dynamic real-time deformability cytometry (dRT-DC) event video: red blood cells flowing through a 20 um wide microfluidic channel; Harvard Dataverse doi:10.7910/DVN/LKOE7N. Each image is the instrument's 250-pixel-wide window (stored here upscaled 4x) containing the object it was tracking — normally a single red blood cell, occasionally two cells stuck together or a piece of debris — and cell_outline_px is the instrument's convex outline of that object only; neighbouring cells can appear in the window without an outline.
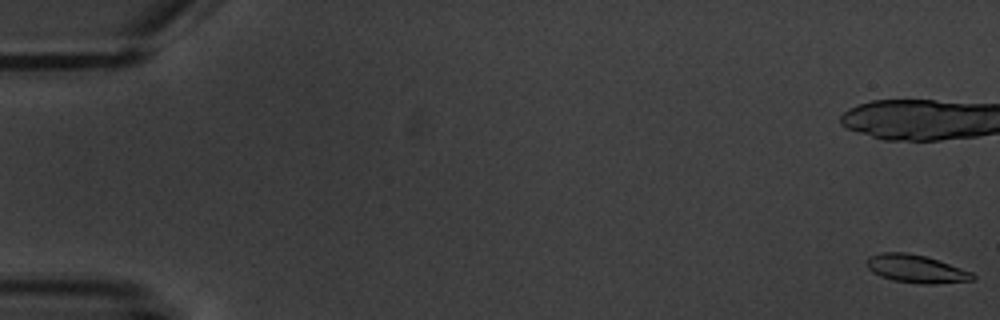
{"species": "common noctule bat (a hibernating species)", "species_latin": "Nyctalus noctula", "temperature_condition": "warm", "stored_images_in_passage": 8, "camera_frame_rate_fps": 3000, "um_per_image_px": 0.085, "animal": {"sex": "male", "body_mass_g": 20.1, "forearm_length_mm": 53.5}, "frame": {"image": 1, "passage_image": 1, "time_ms": 0.0, "image_size_px": [1000, 320], "cell_outline_px": [[976, 280], [932, 284], [920, 284], [892, 280], [880, 276], [872, 272], [864, 264], [864, 260], [868, 256], [880, 252], [908, 252], [924, 256], [972, 272], [976, 276]], "centroid_in_image_um": [77.8, 22.85], "position_along_channel_um": 7.2, "area_um2": 17.46}}